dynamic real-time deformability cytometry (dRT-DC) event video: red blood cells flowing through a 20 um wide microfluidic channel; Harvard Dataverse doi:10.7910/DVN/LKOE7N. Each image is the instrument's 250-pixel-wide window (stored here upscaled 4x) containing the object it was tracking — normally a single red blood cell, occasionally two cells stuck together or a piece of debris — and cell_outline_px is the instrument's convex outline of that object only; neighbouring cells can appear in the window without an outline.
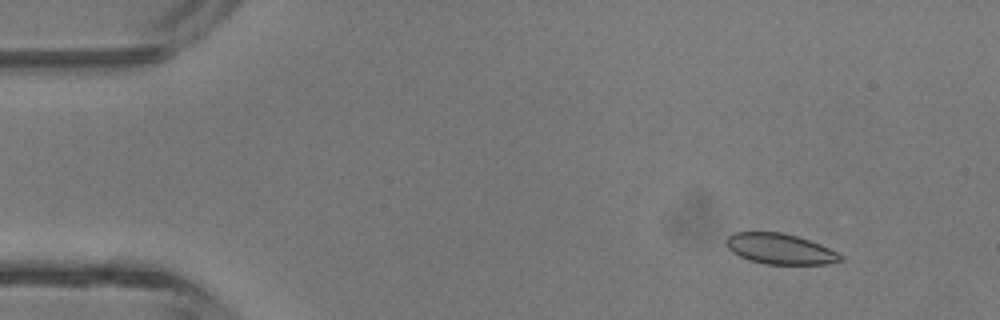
{"species": "common noctule bat (a hibernating species)", "species_latin": "Nyctalus noctula", "temperature_condition": "room temperature", "stored_images_in_passage": 5, "camera_frame_rate_fps": 3000, "um_per_image_px": 0.085, "animal": {"sex": "male", "body_mass_g": 13.3}, "frame": {"image": 1, "passage_image": 2, "time_ms": 1.333, "image_size_px": [1000, 320], "cell_outline_px": [[844, 260], [828, 264], [764, 264], [748, 260], [732, 252], [728, 248], [724, 240], [732, 232], [784, 232], [820, 244], [844, 256]], "centroid_in_image_um": [66.28, 21.15], "position_along_channel_um": 18.7, "area_um2": 20.46}}
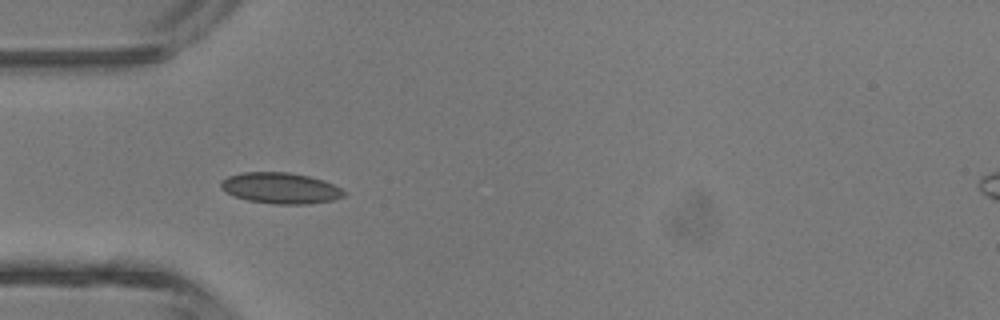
{"frame": {"image": 2, "passage_image": 4, "time_ms": 4.333, "image_size_px": [1000, 320], "cell_outline_px": [[348, 192], [344, 196], [332, 200], [308, 204], [272, 204], [248, 200], [232, 196], [224, 192], [220, 188], [220, 180], [228, 176], [240, 172], [288, 172], [308, 176], [324, 180]], "centroid_in_image_um": [23.8, 15.99], "position_along_channel_um": 61.2, "area_um2": 22.48}}
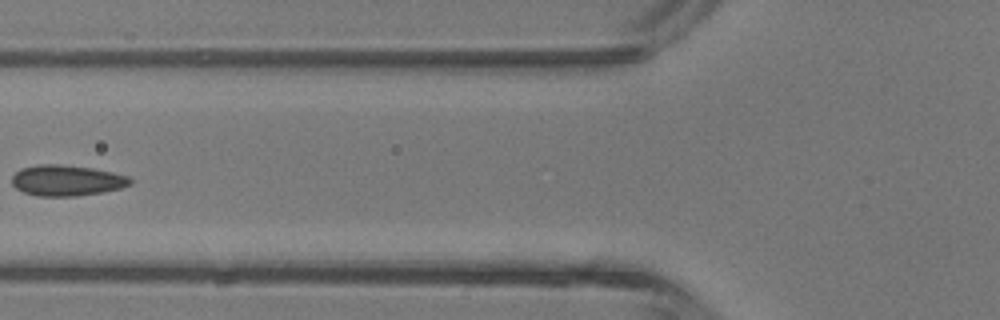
{"frame": {"image": 3, "passage_image": 5, "time_ms": 5.667, "image_size_px": [1000, 320], "cell_outline_px": [[132, 184], [120, 188], [104, 192], [76, 196], [36, 196], [24, 192], [16, 188], [12, 184], [12, 176], [20, 168], [36, 164], [60, 164], [92, 168], [112, 172], [128, 176], [132, 180]], "centroid_in_image_um": [5.66, 15.33], "position_along_channel_um": 120.1, "area_um2": 21.39}}